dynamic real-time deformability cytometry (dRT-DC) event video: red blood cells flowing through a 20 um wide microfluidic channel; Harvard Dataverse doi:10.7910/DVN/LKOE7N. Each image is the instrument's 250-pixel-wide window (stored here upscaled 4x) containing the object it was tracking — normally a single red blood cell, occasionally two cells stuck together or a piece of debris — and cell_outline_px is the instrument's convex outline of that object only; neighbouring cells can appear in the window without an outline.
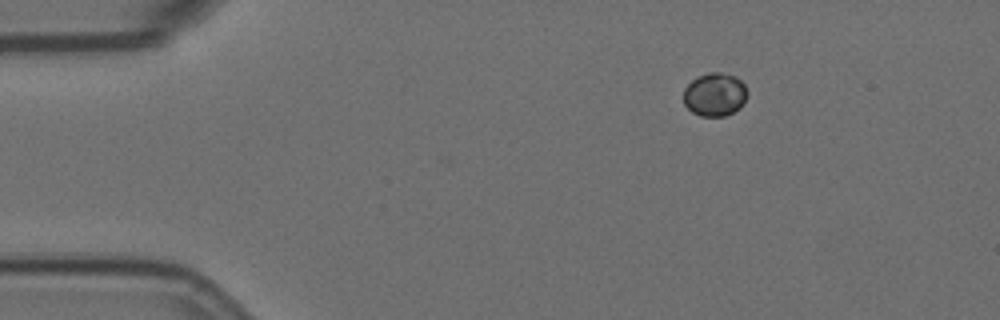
{"species": "Egyptian fruit bat (a non-hibernating species)", "species_latin": "Rousettus aegyptiacus", "temperature_condition": "room temperature", "stored_images_in_passage": 50, "camera_frame_rate_fps": 3000, "um_per_image_px": 0.085, "animal": {"sex": "female"}, "frame": {"image": 1, "passage_image": 1, "time_ms": 0.0, "image_size_px": [1000, 320], "cell_outline_px": [[748, 92], [744, 104], [740, 108], [724, 116], [700, 116], [692, 112], [684, 104], [684, 88], [696, 76], [708, 72], [720, 72], [736, 76], [744, 84]], "centroid_in_image_um": [60.76, 8.02], "position_along_channel_um": 24.2, "area_um2": 16.3}}
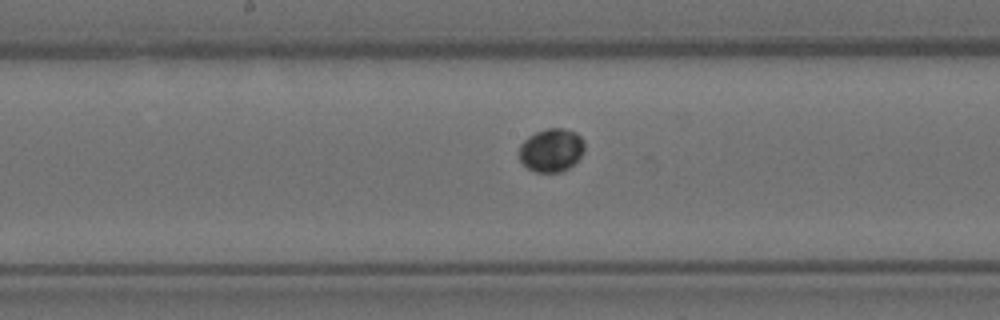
{"frame": {"image": 2, "passage_image": 22, "time_ms": 7.0, "image_size_px": [1000, 320], "cell_outline_px": [[584, 148], [580, 156], [568, 168], [560, 172], [536, 172], [528, 168], [520, 160], [520, 144], [528, 136], [536, 132], [548, 128], [564, 128], [576, 132], [584, 140]], "centroid_in_image_um": [46.86, 12.74], "position_along_channel_um": 201.3, "area_um2": 16.36}}
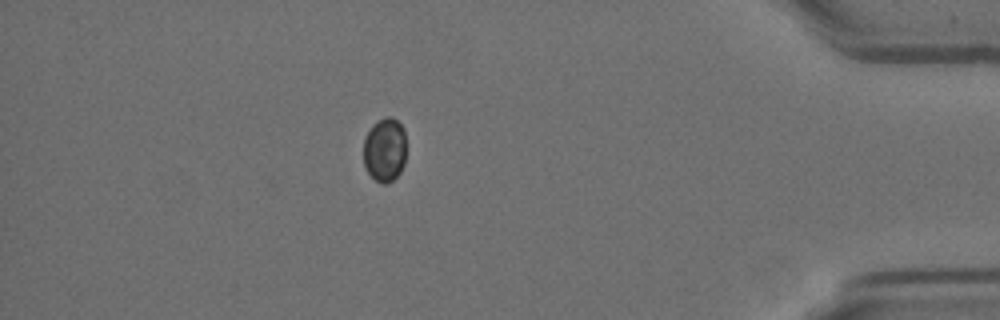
{"frame": {"image": 3, "passage_image": 43, "time_ms": 14.0, "image_size_px": [1000, 320], "cell_outline_px": [[404, 164], [400, 172], [392, 180], [384, 184], [376, 180], [364, 168], [364, 136], [372, 124], [388, 116], [392, 116], [404, 128]], "centroid_in_image_um": [32.68, 12.72], "position_along_channel_um": 402.5, "area_um2": 15.84}}